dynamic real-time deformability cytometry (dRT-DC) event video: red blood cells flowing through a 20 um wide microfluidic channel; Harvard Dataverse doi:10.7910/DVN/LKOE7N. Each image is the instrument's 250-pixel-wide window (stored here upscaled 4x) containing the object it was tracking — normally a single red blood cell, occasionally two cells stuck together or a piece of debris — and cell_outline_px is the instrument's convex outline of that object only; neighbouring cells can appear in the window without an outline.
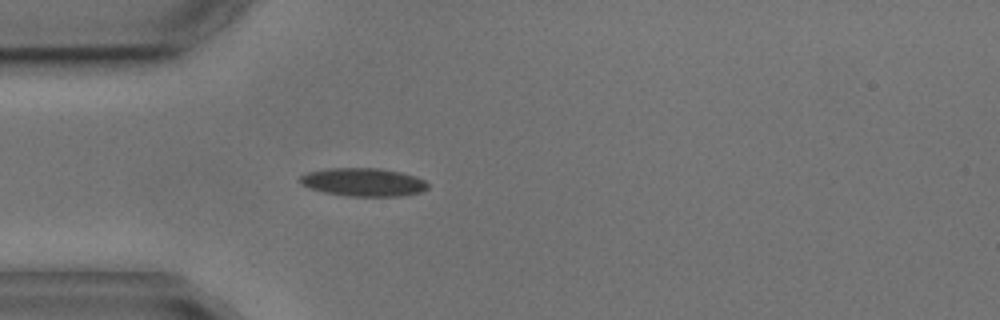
{"species": "common noctule bat (a hibernating species)", "species_latin": "Nyctalus noctula", "temperature_condition": "cold", "stored_images_in_passage": 3, "camera_frame_rate_fps": 3000, "um_per_image_px": 0.085, "animal": {"sex": "male", "body_mass_g": 17.9, "forearm_length_mm": 54.2}, "frame": {"image": 1, "passage_image": 3, "time_ms": 3.333, "image_size_px": [1000, 320], "cell_outline_px": [[428, 188], [420, 192], [404, 196], [348, 196], [324, 192], [308, 188], [300, 184], [296, 180], [300, 176], [308, 172], [328, 168], [376, 168], [400, 172], [416, 176], [424, 180], [428, 184]], "centroid_in_image_um": [30.84, 15.48], "position_along_channel_um": 54.2, "area_um2": 21.15}}